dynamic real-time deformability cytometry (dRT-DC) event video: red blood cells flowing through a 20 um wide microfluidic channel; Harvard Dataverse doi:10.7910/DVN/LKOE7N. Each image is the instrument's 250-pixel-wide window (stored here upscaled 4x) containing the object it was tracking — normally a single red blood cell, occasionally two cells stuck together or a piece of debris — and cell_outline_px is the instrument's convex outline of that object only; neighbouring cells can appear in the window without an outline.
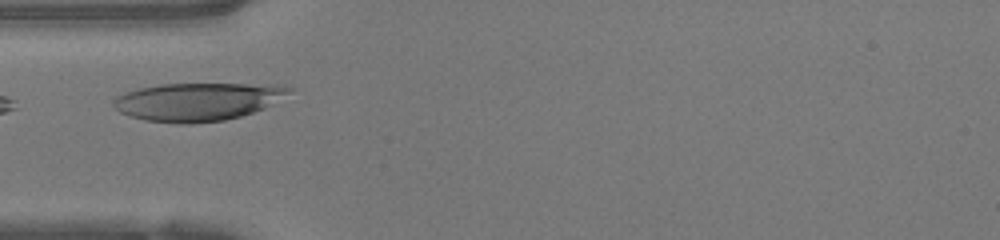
{"species": "human", "species_latin": "Homo sapiens", "temperature_condition": "warm", "stored_images_in_passage": 26, "camera_frame_rate_fps": 3000, "um_per_image_px": 0.085, "donor": {"sex": "female"}, "frame": {"image": 1, "passage_image": 7, "time_ms": 2.0, "image_size_px": [1000, 240], "cell_outline_px": [[296, 88], [272, 104], [264, 108], [240, 116], [224, 120], [188, 124], [184, 124], [144, 120], [120, 112], [112, 104], [112, 100], [116, 96], [136, 88], [160, 84], [284, 84]], "centroid_in_image_um": [16.81, 8.62], "position_along_channel_um": 68.2, "area_um2": 39.02}}
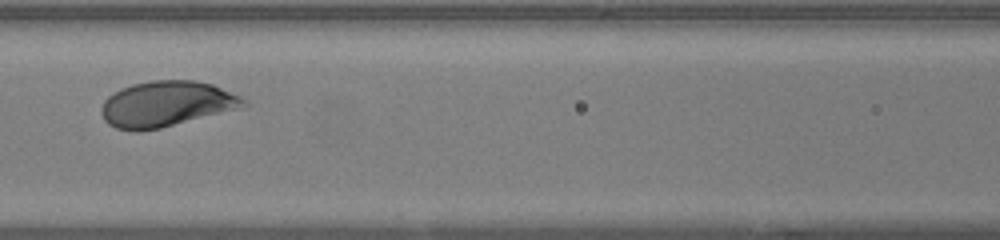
{"frame": {"image": 2, "passage_image": 13, "time_ms": 4.0, "image_size_px": [1000, 240], "cell_outline_px": [[248, 104], [236, 108], [160, 128], [136, 132], [116, 128], [108, 124], [104, 120], [100, 112], [100, 108], [104, 100], [108, 96], [120, 88], [132, 84], [152, 80], [196, 80], [212, 84], [240, 96]], "centroid_in_image_um": [14.05, 8.83], "position_along_channel_um": 152.5, "area_um2": 37.45}}
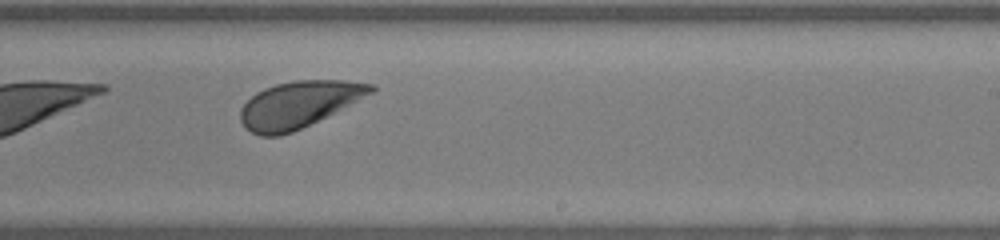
{"frame": {"image": 3, "passage_image": 21, "time_ms": 6.667, "image_size_px": [1000, 240], "cell_outline_px": [[376, 92], [292, 132], [280, 136], [260, 136], [244, 128], [240, 120], [240, 108], [256, 92], [264, 88], [276, 84], [296, 80], [340, 80], [376, 84]], "centroid_in_image_um": [25.39, 8.87], "position_along_channel_um": 263.6, "area_um2": 35.26}}